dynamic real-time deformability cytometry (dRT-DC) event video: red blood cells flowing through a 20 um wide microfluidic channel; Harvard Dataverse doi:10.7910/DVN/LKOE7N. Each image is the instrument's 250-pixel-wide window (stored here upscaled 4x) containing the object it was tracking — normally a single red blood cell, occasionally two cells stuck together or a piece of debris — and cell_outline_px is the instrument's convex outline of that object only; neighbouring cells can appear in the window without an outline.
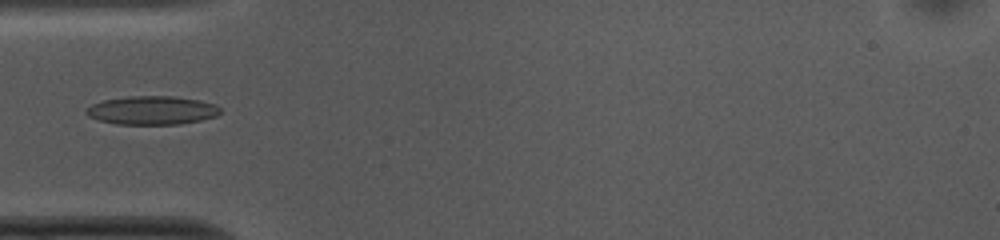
{"species": "common noctule bat (a hibernating species)", "species_latin": "Nyctalus noctula", "temperature_condition": "cold", "stored_images_in_passage": 38, "camera_frame_rate_fps": 3000, "um_per_image_px": 0.085, "animal": {"sex": "female", "body_mass_g": 10.0, "forearm_length_mm": 53.1}, "frame": {"image": 1, "passage_image": 1, "time_ms": 0.0, "image_size_px": [1000, 240], "cell_outline_px": [[220, 112], [216, 116], [200, 120], [180, 124], [116, 124], [100, 120], [88, 116], [84, 112], [92, 104], [104, 100], [128, 96], [172, 96], [200, 100], [216, 104], [220, 108]], "centroid_in_image_um": [12.93, 9.37], "position_along_channel_um": 72.1, "area_um2": 22.25}}
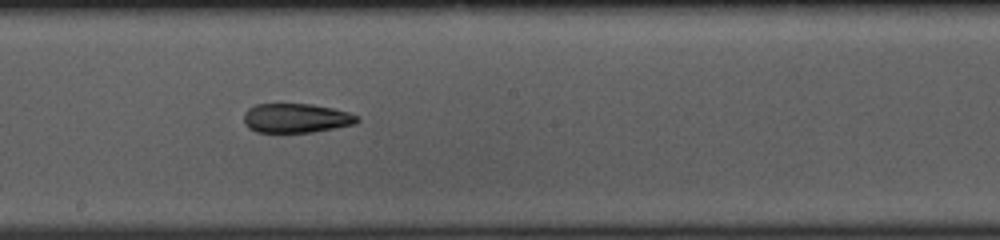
{"frame": {"image": 2, "passage_image": 13, "time_ms": 4.0, "image_size_px": [1000, 240], "cell_outline_px": [[360, 120], [356, 124], [312, 132], [256, 132], [248, 128], [244, 124], [244, 112], [248, 108], [256, 104], [312, 104], [332, 108], [348, 112], [360, 116]], "centroid_in_image_um": [25.17, 10.04], "position_along_channel_um": 223.0, "area_um2": 19.48}}
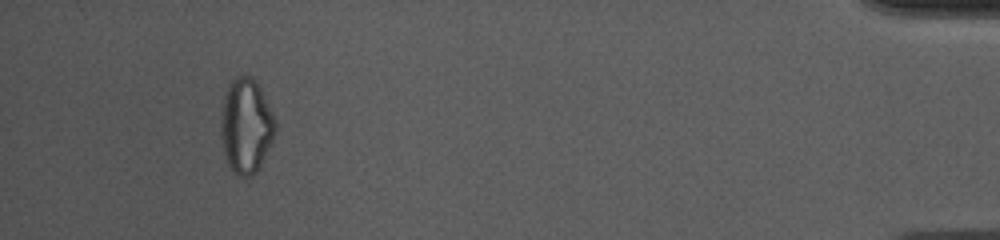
{"frame": {"image": 3, "passage_image": 34, "time_ms": 11.0, "image_size_px": [1000, 240], "cell_outline_px": [[276, 136], [272, 144], [256, 172], [252, 176], [240, 176], [228, 168], [220, 136], [220, 120], [224, 96], [228, 84], [240, 72], [252, 76], [260, 88], [276, 120]], "centroid_in_image_um": [20.91, 10.68], "position_along_channel_um": 414.3, "area_um2": 30.63}}